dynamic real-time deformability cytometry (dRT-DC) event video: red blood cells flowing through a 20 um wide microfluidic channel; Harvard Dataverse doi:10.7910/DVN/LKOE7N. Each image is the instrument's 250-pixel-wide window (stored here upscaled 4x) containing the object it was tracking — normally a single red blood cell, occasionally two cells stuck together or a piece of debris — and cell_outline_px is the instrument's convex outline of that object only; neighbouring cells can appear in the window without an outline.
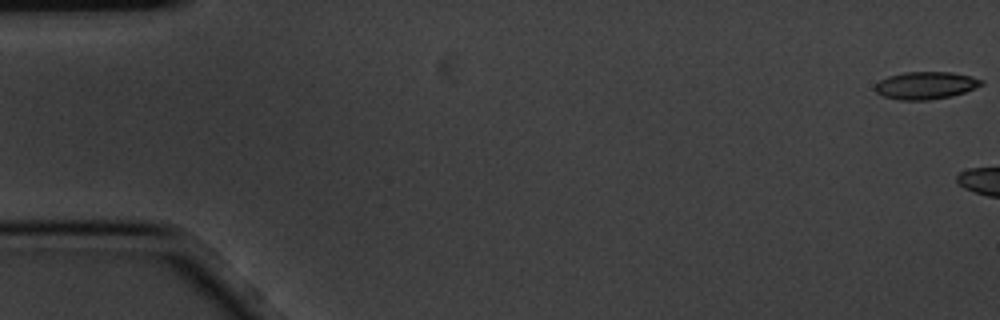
{"species": "common noctule bat (a hibernating species)", "species_latin": "Nyctalus noctula", "temperature_condition": "cold", "stored_images_in_passage": 5, "camera_frame_rate_fps": 3000, "um_per_image_px": 0.085, "animal": {"sex": "male", "body_mass_g": 20.1, "forearm_length_mm": 53.5}, "frame": {"image": 1, "passage_image": 1, "time_ms": 0.0, "image_size_px": [1000, 320], "cell_outline_px": [[984, 84], [964, 92], [952, 96], [928, 100], [900, 100], [884, 96], [876, 92], [872, 88], [880, 80], [888, 76], [904, 72], [952, 72], [972, 76], [984, 80]], "centroid_in_image_um": [78.69, 7.25], "position_along_channel_um": 6.3, "area_um2": 17.11}}